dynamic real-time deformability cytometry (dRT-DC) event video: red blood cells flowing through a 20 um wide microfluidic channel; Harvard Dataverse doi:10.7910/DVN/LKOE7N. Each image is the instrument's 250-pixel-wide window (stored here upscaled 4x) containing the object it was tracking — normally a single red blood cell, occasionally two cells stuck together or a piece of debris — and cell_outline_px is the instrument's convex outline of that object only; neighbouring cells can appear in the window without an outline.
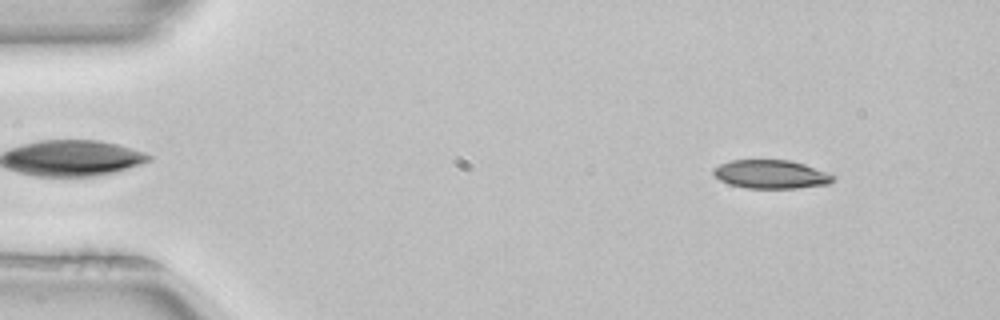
{"species": "common noctule bat (a hibernating species)", "species_latin": "Nyctalus noctula", "temperature_condition": "room temperature", "stored_images_in_passage": 52, "camera_frame_rate_fps": 3000, "um_per_image_px": 0.085, "animal": {"sex": "female", "body_mass_g": 22.7, "forearm_length_mm": 54.2}, "frame": {"image": 1, "passage_image": 6, "time_ms": 1.667, "image_size_px": [1000, 320], "cell_outline_px": [[836, 176], [828, 184], [796, 188], [748, 188], [732, 184], [720, 180], [712, 172], [712, 168], [720, 164], [732, 160], [788, 160], [804, 164], [828, 172]], "centroid_in_image_um": [65.54, 14.81], "position_along_channel_um": 19.5, "area_um2": 19.77}}
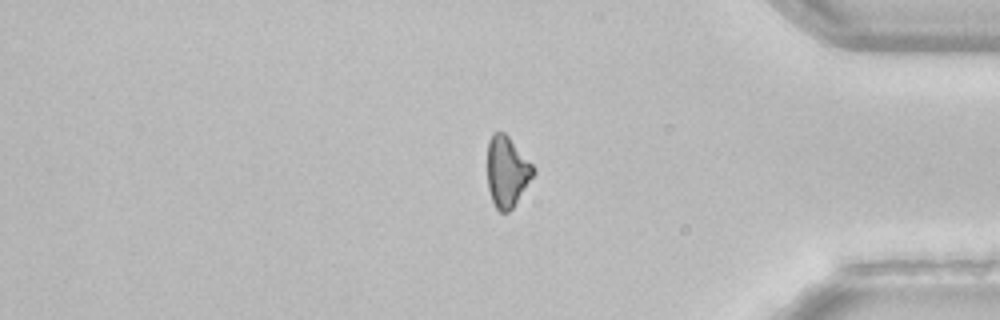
{"frame": {"image": 2, "passage_image": 43, "time_ms": 14.0, "image_size_px": [1000, 320], "cell_outline_px": [[536, 172], [512, 208], [508, 212], [500, 212], [496, 208], [492, 200], [488, 188], [488, 140], [492, 132], [504, 132], [508, 136], [536, 168]], "centroid_in_image_um": [43.1, 14.57], "position_along_channel_um": 392.1, "area_um2": 18.84}}
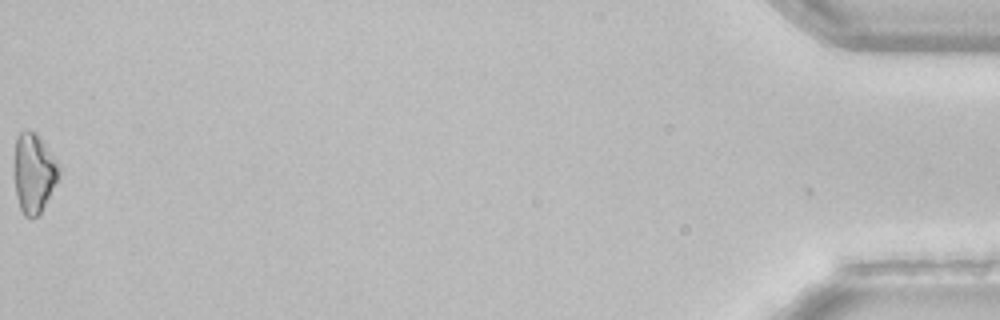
{"frame": {"image": 3, "passage_image": 52, "time_ms": 17.0, "image_size_px": [1000, 320], "cell_outline_px": [[60, 168], [56, 180], [40, 212], [36, 216], [24, 216], [20, 208], [16, 196], [12, 168], [16, 136], [20, 132], [28, 128], [44, 144], [56, 160]], "centroid_in_image_um": [2.79, 14.67], "position_along_channel_um": 432.4, "area_um2": 20.4}, "authors_computed_cell_mechanics": {"area_um2": 20.4612, "velocity_mm_per_s": 3.9852, "shape_relaxation_time_tau1_ms": 3.9708, "shape_relaxation_time_tau2_ms": null, "deformation_change_tau1": 0.1315, "deformation_change_tau2": null}}